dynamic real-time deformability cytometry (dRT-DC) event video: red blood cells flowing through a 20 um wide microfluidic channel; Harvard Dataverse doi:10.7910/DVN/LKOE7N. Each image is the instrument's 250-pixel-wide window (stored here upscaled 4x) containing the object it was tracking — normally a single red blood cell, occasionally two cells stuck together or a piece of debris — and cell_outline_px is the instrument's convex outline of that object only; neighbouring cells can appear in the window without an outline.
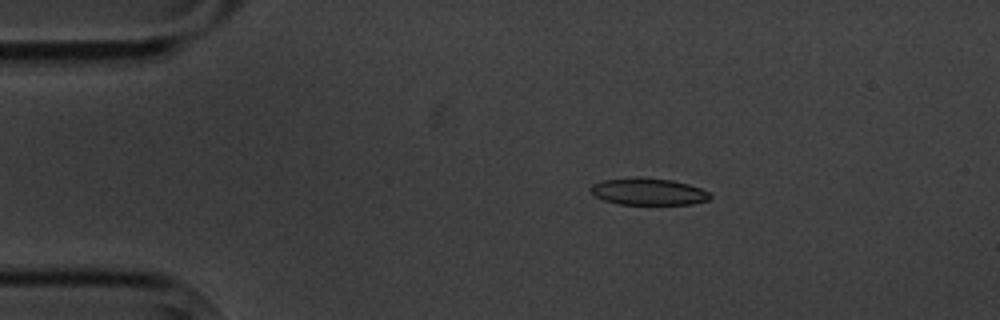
{"species": "common noctule bat (a hibernating species)", "species_latin": "Nyctalus noctula", "temperature_condition": "cold", "stored_images_in_passage": 8, "camera_frame_rate_fps": 3000, "um_per_image_px": 0.085, "animal": {"sex": "male", "body_mass_g": 20.1, "forearm_length_mm": 53.5}, "frame": {"image": 1, "passage_image": 2, "time_ms": 1.0, "image_size_px": [1000, 320], "cell_outline_px": [[712, 196], [708, 200], [692, 204], [616, 204], [604, 200], [596, 196], [588, 188], [592, 184], [600, 180], [636, 176], [672, 180], [688, 184], [700, 188], [708, 192]], "centroid_in_image_um": [55.06, 16.27], "position_along_channel_um": 29.9, "area_um2": 18.9}}
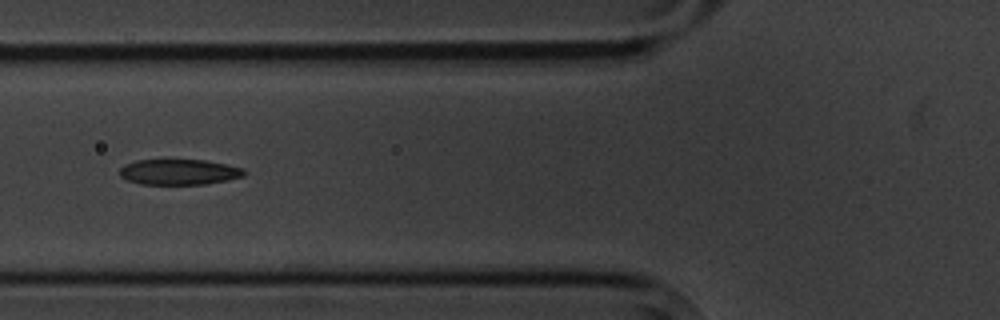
{"frame": {"image": 2, "passage_image": 5, "time_ms": 4.667, "image_size_px": [1000, 320], "cell_outline_px": [[248, 172], [244, 176], [228, 180], [208, 184], [140, 184], [128, 180], [120, 176], [120, 168], [124, 164], [136, 160], [204, 160], [244, 168]], "centroid_in_image_um": [15.24, 14.62], "position_along_channel_um": 110.6, "area_um2": 18.61}}
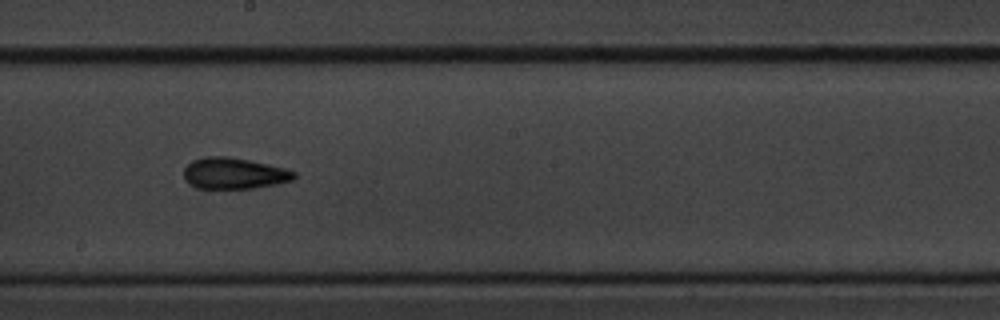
{"frame": {"image": 3, "passage_image": 8, "time_ms": 8.0, "image_size_px": [1000, 320], "cell_outline_px": [[296, 176], [292, 180], [276, 184], [252, 188], [196, 188], [184, 176], [184, 168], [192, 160], [208, 156], [228, 156], [268, 164], [284, 168], [296, 172]], "centroid_in_image_um": [19.91, 14.72], "position_along_channel_um": 228.3, "area_um2": 19.83}}